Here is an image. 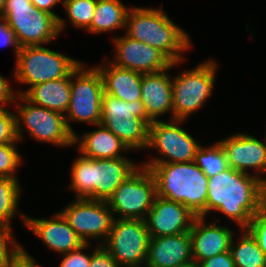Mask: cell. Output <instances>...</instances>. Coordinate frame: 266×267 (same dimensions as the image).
<instances>
[{
  "label": "cell",
  "mask_w": 266,
  "mask_h": 267,
  "mask_svg": "<svg viewBox=\"0 0 266 267\" xmlns=\"http://www.w3.org/2000/svg\"><path fill=\"white\" fill-rule=\"evenodd\" d=\"M2 16L20 48L47 44L60 36L58 19L39 10L31 0H6Z\"/></svg>",
  "instance_id": "obj_5"
},
{
  "label": "cell",
  "mask_w": 266,
  "mask_h": 267,
  "mask_svg": "<svg viewBox=\"0 0 266 267\" xmlns=\"http://www.w3.org/2000/svg\"><path fill=\"white\" fill-rule=\"evenodd\" d=\"M156 197L155 179L146 167H140L106 201L118 219L145 220ZM115 213V214H114Z\"/></svg>",
  "instance_id": "obj_11"
},
{
  "label": "cell",
  "mask_w": 266,
  "mask_h": 267,
  "mask_svg": "<svg viewBox=\"0 0 266 267\" xmlns=\"http://www.w3.org/2000/svg\"><path fill=\"white\" fill-rule=\"evenodd\" d=\"M150 235L143 219L114 218L104 248L119 267L146 266Z\"/></svg>",
  "instance_id": "obj_10"
},
{
  "label": "cell",
  "mask_w": 266,
  "mask_h": 267,
  "mask_svg": "<svg viewBox=\"0 0 266 267\" xmlns=\"http://www.w3.org/2000/svg\"><path fill=\"white\" fill-rule=\"evenodd\" d=\"M199 267H235L230 250L200 261Z\"/></svg>",
  "instance_id": "obj_39"
},
{
  "label": "cell",
  "mask_w": 266,
  "mask_h": 267,
  "mask_svg": "<svg viewBox=\"0 0 266 267\" xmlns=\"http://www.w3.org/2000/svg\"><path fill=\"white\" fill-rule=\"evenodd\" d=\"M135 117L143 119L148 125L153 122L147 116L141 100L128 103L105 92L103 93L100 124L107 128L112 123H120Z\"/></svg>",
  "instance_id": "obj_25"
},
{
  "label": "cell",
  "mask_w": 266,
  "mask_h": 267,
  "mask_svg": "<svg viewBox=\"0 0 266 267\" xmlns=\"http://www.w3.org/2000/svg\"><path fill=\"white\" fill-rule=\"evenodd\" d=\"M0 107V144H17L15 113Z\"/></svg>",
  "instance_id": "obj_32"
},
{
  "label": "cell",
  "mask_w": 266,
  "mask_h": 267,
  "mask_svg": "<svg viewBox=\"0 0 266 267\" xmlns=\"http://www.w3.org/2000/svg\"><path fill=\"white\" fill-rule=\"evenodd\" d=\"M85 65L81 62L71 72V96L64 115L68 129L74 135L76 133L70 125L71 120L95 126L101 121L104 93L102 75L96 66L89 69Z\"/></svg>",
  "instance_id": "obj_7"
},
{
  "label": "cell",
  "mask_w": 266,
  "mask_h": 267,
  "mask_svg": "<svg viewBox=\"0 0 266 267\" xmlns=\"http://www.w3.org/2000/svg\"><path fill=\"white\" fill-rule=\"evenodd\" d=\"M217 63L208 59L172 79L173 119L186 120L212 96Z\"/></svg>",
  "instance_id": "obj_9"
},
{
  "label": "cell",
  "mask_w": 266,
  "mask_h": 267,
  "mask_svg": "<svg viewBox=\"0 0 266 267\" xmlns=\"http://www.w3.org/2000/svg\"><path fill=\"white\" fill-rule=\"evenodd\" d=\"M246 229L255 238L258 246L266 256V201L252 216V220Z\"/></svg>",
  "instance_id": "obj_33"
},
{
  "label": "cell",
  "mask_w": 266,
  "mask_h": 267,
  "mask_svg": "<svg viewBox=\"0 0 266 267\" xmlns=\"http://www.w3.org/2000/svg\"><path fill=\"white\" fill-rule=\"evenodd\" d=\"M96 67L102 75L106 94L128 103L141 100L142 73L117 67L110 61Z\"/></svg>",
  "instance_id": "obj_22"
},
{
  "label": "cell",
  "mask_w": 266,
  "mask_h": 267,
  "mask_svg": "<svg viewBox=\"0 0 266 267\" xmlns=\"http://www.w3.org/2000/svg\"><path fill=\"white\" fill-rule=\"evenodd\" d=\"M19 215H22L25 226L58 254L77 250L85 244L59 211L50 219L33 218L22 212Z\"/></svg>",
  "instance_id": "obj_17"
},
{
  "label": "cell",
  "mask_w": 266,
  "mask_h": 267,
  "mask_svg": "<svg viewBox=\"0 0 266 267\" xmlns=\"http://www.w3.org/2000/svg\"><path fill=\"white\" fill-rule=\"evenodd\" d=\"M181 62L173 63L170 68L156 73L142 75L141 101L147 116L152 120H160L161 115L171 113L173 119L172 77L168 71Z\"/></svg>",
  "instance_id": "obj_20"
},
{
  "label": "cell",
  "mask_w": 266,
  "mask_h": 267,
  "mask_svg": "<svg viewBox=\"0 0 266 267\" xmlns=\"http://www.w3.org/2000/svg\"><path fill=\"white\" fill-rule=\"evenodd\" d=\"M18 100L24 104L17 102ZM16 102L14 108L17 109L16 133L19 141L23 140L22 126H25L26 132L39 142L43 141L58 147L74 146V134L68 129L63 114L35 105L20 94L17 95Z\"/></svg>",
  "instance_id": "obj_8"
},
{
  "label": "cell",
  "mask_w": 266,
  "mask_h": 267,
  "mask_svg": "<svg viewBox=\"0 0 266 267\" xmlns=\"http://www.w3.org/2000/svg\"><path fill=\"white\" fill-rule=\"evenodd\" d=\"M194 162L207 177L217 175L228 168L226 154L219 141L208 147L200 145Z\"/></svg>",
  "instance_id": "obj_29"
},
{
  "label": "cell",
  "mask_w": 266,
  "mask_h": 267,
  "mask_svg": "<svg viewBox=\"0 0 266 267\" xmlns=\"http://www.w3.org/2000/svg\"><path fill=\"white\" fill-rule=\"evenodd\" d=\"M12 74L15 82L35 85L68 76L81 62L42 45L19 49Z\"/></svg>",
  "instance_id": "obj_6"
},
{
  "label": "cell",
  "mask_w": 266,
  "mask_h": 267,
  "mask_svg": "<svg viewBox=\"0 0 266 267\" xmlns=\"http://www.w3.org/2000/svg\"><path fill=\"white\" fill-rule=\"evenodd\" d=\"M97 0H62L69 23L80 29H87L93 20Z\"/></svg>",
  "instance_id": "obj_30"
},
{
  "label": "cell",
  "mask_w": 266,
  "mask_h": 267,
  "mask_svg": "<svg viewBox=\"0 0 266 267\" xmlns=\"http://www.w3.org/2000/svg\"><path fill=\"white\" fill-rule=\"evenodd\" d=\"M177 267H199V266L195 262H190V263H187V264H184V265H180V266H177Z\"/></svg>",
  "instance_id": "obj_42"
},
{
  "label": "cell",
  "mask_w": 266,
  "mask_h": 267,
  "mask_svg": "<svg viewBox=\"0 0 266 267\" xmlns=\"http://www.w3.org/2000/svg\"><path fill=\"white\" fill-rule=\"evenodd\" d=\"M60 213L84 243L92 239L102 245L114 220L107 202L101 200L75 198Z\"/></svg>",
  "instance_id": "obj_13"
},
{
  "label": "cell",
  "mask_w": 266,
  "mask_h": 267,
  "mask_svg": "<svg viewBox=\"0 0 266 267\" xmlns=\"http://www.w3.org/2000/svg\"><path fill=\"white\" fill-rule=\"evenodd\" d=\"M168 121V122H167ZM156 120L149 125L147 149H155L161 157H152L143 164L183 163L194 161L200 144L183 128L185 120ZM163 157V158H162Z\"/></svg>",
  "instance_id": "obj_12"
},
{
  "label": "cell",
  "mask_w": 266,
  "mask_h": 267,
  "mask_svg": "<svg viewBox=\"0 0 266 267\" xmlns=\"http://www.w3.org/2000/svg\"><path fill=\"white\" fill-rule=\"evenodd\" d=\"M90 267H119V265L104 246L98 244L97 248L92 250Z\"/></svg>",
  "instance_id": "obj_37"
},
{
  "label": "cell",
  "mask_w": 266,
  "mask_h": 267,
  "mask_svg": "<svg viewBox=\"0 0 266 267\" xmlns=\"http://www.w3.org/2000/svg\"><path fill=\"white\" fill-rule=\"evenodd\" d=\"M226 154L227 165L237 171L249 173L256 170V177L266 184V136L261 141L247 133H235L220 140Z\"/></svg>",
  "instance_id": "obj_15"
},
{
  "label": "cell",
  "mask_w": 266,
  "mask_h": 267,
  "mask_svg": "<svg viewBox=\"0 0 266 267\" xmlns=\"http://www.w3.org/2000/svg\"><path fill=\"white\" fill-rule=\"evenodd\" d=\"M60 2H62V0H31V3L39 10L46 11L58 19V27L61 33L62 31H64V27L66 26V21H64L62 17L58 16L52 10V8L57 6V4Z\"/></svg>",
  "instance_id": "obj_40"
},
{
  "label": "cell",
  "mask_w": 266,
  "mask_h": 267,
  "mask_svg": "<svg viewBox=\"0 0 266 267\" xmlns=\"http://www.w3.org/2000/svg\"><path fill=\"white\" fill-rule=\"evenodd\" d=\"M6 0H0V16L3 14L4 6Z\"/></svg>",
  "instance_id": "obj_43"
},
{
  "label": "cell",
  "mask_w": 266,
  "mask_h": 267,
  "mask_svg": "<svg viewBox=\"0 0 266 267\" xmlns=\"http://www.w3.org/2000/svg\"><path fill=\"white\" fill-rule=\"evenodd\" d=\"M205 217H196L189 231L192 242L193 262L209 259L229 251L233 236L231 229L218 225L217 220L207 224Z\"/></svg>",
  "instance_id": "obj_18"
},
{
  "label": "cell",
  "mask_w": 266,
  "mask_h": 267,
  "mask_svg": "<svg viewBox=\"0 0 266 267\" xmlns=\"http://www.w3.org/2000/svg\"><path fill=\"white\" fill-rule=\"evenodd\" d=\"M115 134L131 151L147 149L149 143V125L138 117L124 120L120 123H112L107 127Z\"/></svg>",
  "instance_id": "obj_27"
},
{
  "label": "cell",
  "mask_w": 266,
  "mask_h": 267,
  "mask_svg": "<svg viewBox=\"0 0 266 267\" xmlns=\"http://www.w3.org/2000/svg\"><path fill=\"white\" fill-rule=\"evenodd\" d=\"M21 191L18 179L0 177V225L12 229L11 220L17 215Z\"/></svg>",
  "instance_id": "obj_28"
},
{
  "label": "cell",
  "mask_w": 266,
  "mask_h": 267,
  "mask_svg": "<svg viewBox=\"0 0 266 267\" xmlns=\"http://www.w3.org/2000/svg\"><path fill=\"white\" fill-rule=\"evenodd\" d=\"M195 216L186 206L156 195L145 223L150 237L189 232Z\"/></svg>",
  "instance_id": "obj_16"
},
{
  "label": "cell",
  "mask_w": 266,
  "mask_h": 267,
  "mask_svg": "<svg viewBox=\"0 0 266 267\" xmlns=\"http://www.w3.org/2000/svg\"><path fill=\"white\" fill-rule=\"evenodd\" d=\"M266 201V184L252 173L228 167L208 177L206 218L210 211L220 212L246 229L252 216Z\"/></svg>",
  "instance_id": "obj_1"
},
{
  "label": "cell",
  "mask_w": 266,
  "mask_h": 267,
  "mask_svg": "<svg viewBox=\"0 0 266 267\" xmlns=\"http://www.w3.org/2000/svg\"><path fill=\"white\" fill-rule=\"evenodd\" d=\"M4 267H40L35 259L19 244L9 255Z\"/></svg>",
  "instance_id": "obj_36"
},
{
  "label": "cell",
  "mask_w": 266,
  "mask_h": 267,
  "mask_svg": "<svg viewBox=\"0 0 266 267\" xmlns=\"http://www.w3.org/2000/svg\"><path fill=\"white\" fill-rule=\"evenodd\" d=\"M115 45V60L111 63L117 67L130 69L142 74L156 73L170 68L173 62L160 50L146 43L128 37L112 38Z\"/></svg>",
  "instance_id": "obj_14"
},
{
  "label": "cell",
  "mask_w": 266,
  "mask_h": 267,
  "mask_svg": "<svg viewBox=\"0 0 266 267\" xmlns=\"http://www.w3.org/2000/svg\"><path fill=\"white\" fill-rule=\"evenodd\" d=\"M96 126L97 129L88 131L81 137L74 135V145H78L77 150L82 156L90 159L127 158L121 152H127L130 149L102 124Z\"/></svg>",
  "instance_id": "obj_21"
},
{
  "label": "cell",
  "mask_w": 266,
  "mask_h": 267,
  "mask_svg": "<svg viewBox=\"0 0 266 267\" xmlns=\"http://www.w3.org/2000/svg\"><path fill=\"white\" fill-rule=\"evenodd\" d=\"M141 166L152 173L157 196L179 202L195 216L206 218L208 177L194 161Z\"/></svg>",
  "instance_id": "obj_3"
},
{
  "label": "cell",
  "mask_w": 266,
  "mask_h": 267,
  "mask_svg": "<svg viewBox=\"0 0 266 267\" xmlns=\"http://www.w3.org/2000/svg\"><path fill=\"white\" fill-rule=\"evenodd\" d=\"M193 262L189 232L150 237L146 267H177Z\"/></svg>",
  "instance_id": "obj_19"
},
{
  "label": "cell",
  "mask_w": 266,
  "mask_h": 267,
  "mask_svg": "<svg viewBox=\"0 0 266 267\" xmlns=\"http://www.w3.org/2000/svg\"><path fill=\"white\" fill-rule=\"evenodd\" d=\"M12 233L11 228L0 225V267L6 265L9 255L19 246Z\"/></svg>",
  "instance_id": "obj_35"
},
{
  "label": "cell",
  "mask_w": 266,
  "mask_h": 267,
  "mask_svg": "<svg viewBox=\"0 0 266 267\" xmlns=\"http://www.w3.org/2000/svg\"><path fill=\"white\" fill-rule=\"evenodd\" d=\"M0 46H13L16 59L20 46L17 43L14 32L9 28L3 16H0Z\"/></svg>",
  "instance_id": "obj_38"
},
{
  "label": "cell",
  "mask_w": 266,
  "mask_h": 267,
  "mask_svg": "<svg viewBox=\"0 0 266 267\" xmlns=\"http://www.w3.org/2000/svg\"><path fill=\"white\" fill-rule=\"evenodd\" d=\"M90 243H85L79 249L63 253L60 267H90L92 251L89 254L83 253Z\"/></svg>",
  "instance_id": "obj_34"
},
{
  "label": "cell",
  "mask_w": 266,
  "mask_h": 267,
  "mask_svg": "<svg viewBox=\"0 0 266 267\" xmlns=\"http://www.w3.org/2000/svg\"><path fill=\"white\" fill-rule=\"evenodd\" d=\"M18 93L11 88V84L0 74V107H5L6 103H15Z\"/></svg>",
  "instance_id": "obj_41"
},
{
  "label": "cell",
  "mask_w": 266,
  "mask_h": 267,
  "mask_svg": "<svg viewBox=\"0 0 266 267\" xmlns=\"http://www.w3.org/2000/svg\"><path fill=\"white\" fill-rule=\"evenodd\" d=\"M241 232L243 234L237 244L233 236L229 249L235 267H266V256L255 238L247 229H241Z\"/></svg>",
  "instance_id": "obj_26"
},
{
  "label": "cell",
  "mask_w": 266,
  "mask_h": 267,
  "mask_svg": "<svg viewBox=\"0 0 266 267\" xmlns=\"http://www.w3.org/2000/svg\"><path fill=\"white\" fill-rule=\"evenodd\" d=\"M126 35L163 52L173 63L191 48L190 36L176 25L163 8L131 7L126 18Z\"/></svg>",
  "instance_id": "obj_2"
},
{
  "label": "cell",
  "mask_w": 266,
  "mask_h": 267,
  "mask_svg": "<svg viewBox=\"0 0 266 267\" xmlns=\"http://www.w3.org/2000/svg\"><path fill=\"white\" fill-rule=\"evenodd\" d=\"M129 9L121 0H97L93 20L85 31L100 34L125 29Z\"/></svg>",
  "instance_id": "obj_24"
},
{
  "label": "cell",
  "mask_w": 266,
  "mask_h": 267,
  "mask_svg": "<svg viewBox=\"0 0 266 267\" xmlns=\"http://www.w3.org/2000/svg\"><path fill=\"white\" fill-rule=\"evenodd\" d=\"M140 166L131 159H90L80 155L71 166L75 198L107 201L119 185Z\"/></svg>",
  "instance_id": "obj_4"
},
{
  "label": "cell",
  "mask_w": 266,
  "mask_h": 267,
  "mask_svg": "<svg viewBox=\"0 0 266 267\" xmlns=\"http://www.w3.org/2000/svg\"><path fill=\"white\" fill-rule=\"evenodd\" d=\"M17 144H0V177L17 179L15 171L23 164Z\"/></svg>",
  "instance_id": "obj_31"
},
{
  "label": "cell",
  "mask_w": 266,
  "mask_h": 267,
  "mask_svg": "<svg viewBox=\"0 0 266 267\" xmlns=\"http://www.w3.org/2000/svg\"><path fill=\"white\" fill-rule=\"evenodd\" d=\"M17 93L35 105L64 115L71 96V73L64 78L50 80Z\"/></svg>",
  "instance_id": "obj_23"
}]
</instances>
